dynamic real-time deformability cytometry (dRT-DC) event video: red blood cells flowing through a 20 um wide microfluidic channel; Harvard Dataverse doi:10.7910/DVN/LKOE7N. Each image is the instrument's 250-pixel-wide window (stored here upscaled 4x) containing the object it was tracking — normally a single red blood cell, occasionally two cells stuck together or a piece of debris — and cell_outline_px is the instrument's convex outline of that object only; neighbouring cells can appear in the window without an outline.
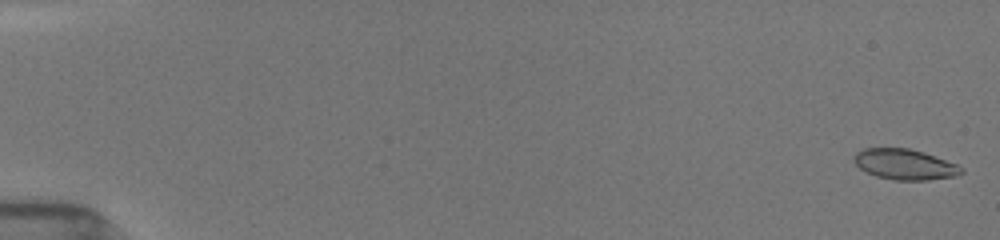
{"species": "common noctule bat (a hibernating species)", "species_latin": "Nyctalus noctula", "temperature_condition": "room temperature", "stored_images_in_passage": 53, "camera_frame_rate_fps": 3000, "um_per_image_px": 0.085, "animal": {"sex": "female", "body_mass_g": 19.5, "forearm_length_mm": 54.1}, "frame": {"image": 1, "passage_image": 1, "time_ms": 0.0, "image_size_px": [1000, 240], "cell_outline_px": [[964, 172], [956, 176], [928, 180], [892, 180], [876, 176], [860, 168], [852, 160], [852, 156], [856, 152], [864, 148], [908, 148], [924, 152], [956, 164], [964, 168]], "centroid_in_image_um": [76.9, 13.97], "position_along_channel_um": 8.1, "area_um2": 19.19}}
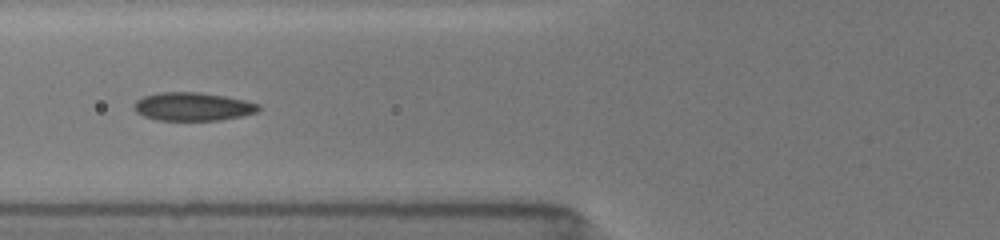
{"frame": {"image": 2, "passage_image": 22, "time_ms": 7.0, "image_size_px": [1000, 240], "cell_outline_px": [[260, 108], [256, 112], [240, 116], [220, 120], [156, 120], [144, 116], [136, 112], [132, 108], [132, 104], [136, 100], [144, 96], [156, 92], [200, 92], [224, 96], [244, 100], [260, 104]], "centroid_in_image_um": [16.33, 9.05], "position_along_channel_um": 109.5, "area_um2": 20.63}}
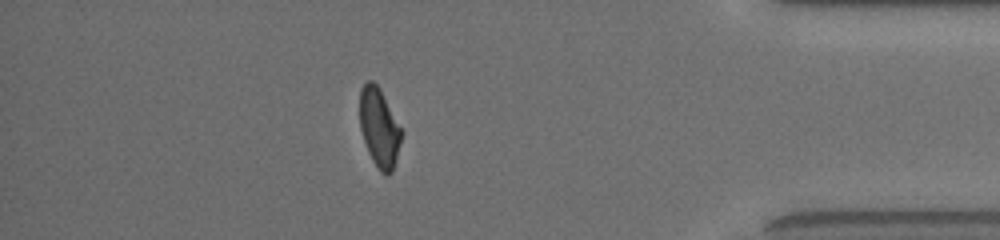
{"frame": {"image": 3, "passage_image": 47, "time_ms": 15.333, "image_size_px": [1000, 240], "cell_outline_px": [[404, 132], [392, 172], [388, 176], [384, 176], [380, 172], [372, 160], [368, 152], [360, 128], [360, 88], [368, 80], [372, 80], [380, 88]], "centroid_in_image_um": [32.25, 10.87], "position_along_channel_um": 402.9, "area_um2": 19.42}, "authors_computed_cell_mechanics": {"area_um2": 20.0566, "velocity_mm_per_s": 3.9156, "shape_relaxation_time_tau1_ms": 4.7024, "shape_relaxation_time_tau2_ms": 1.7385, "deformation_change_tau1": 0.1401, "deformation_change_tau2": 0.0513}}